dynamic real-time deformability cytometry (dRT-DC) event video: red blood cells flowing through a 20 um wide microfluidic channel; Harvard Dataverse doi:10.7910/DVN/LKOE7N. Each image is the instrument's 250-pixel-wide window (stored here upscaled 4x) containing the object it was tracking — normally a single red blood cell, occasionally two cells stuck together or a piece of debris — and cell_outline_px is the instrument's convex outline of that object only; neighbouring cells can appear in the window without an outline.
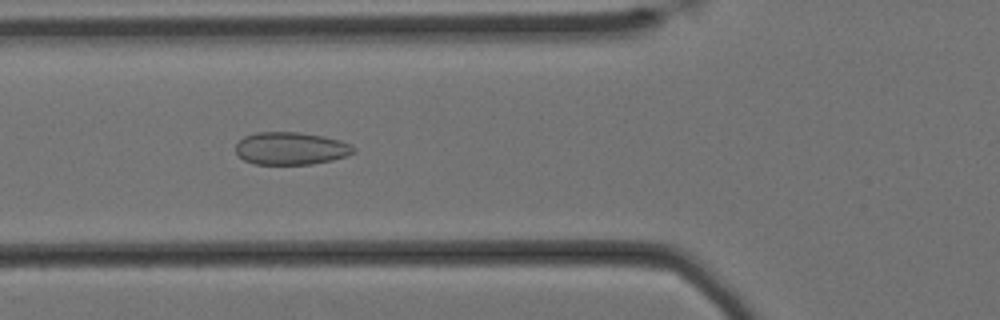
{"species": "Egyptian fruit bat (a non-hibernating species)", "species_latin": "Rousettus aegyptiacus", "temperature_condition": "cold", "stored_images_in_passage": 40, "camera_frame_rate_fps": 3000, "um_per_image_px": 0.085, "animal": {"sex": "female"}, "frame": {"image": 1, "passage_image": 14, "time_ms": 4.333, "image_size_px": [1000, 320], "cell_outline_px": [[356, 152], [348, 156], [332, 160], [312, 164], [256, 164], [244, 160], [236, 152], [236, 144], [244, 136], [256, 132], [300, 132], [324, 136], [340, 140], [352, 144], [356, 148]], "centroid_in_image_um": [24.77, 12.61], "position_along_channel_um": 101.0, "area_um2": 22.6}}
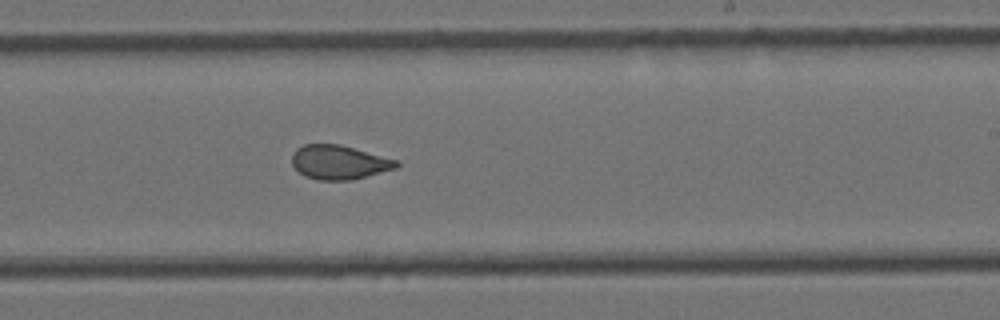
{"frame": {"image": 2, "passage_image": 28, "time_ms": 9.0, "image_size_px": [1000, 320], "cell_outline_px": [[400, 164], [396, 168], [348, 180], [320, 180], [304, 176], [292, 164], [292, 152], [296, 148], [304, 144], [340, 144], [400, 160]], "centroid_in_image_um": [28.82, 13.77], "position_along_channel_um": 260.2, "area_um2": 20.75}}
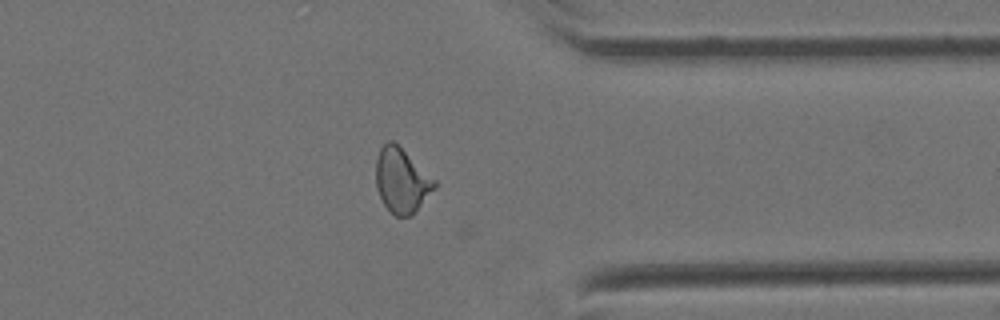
{"frame": {"image": 3, "passage_image": 39, "time_ms": 12.667, "image_size_px": [1000, 320], "cell_outline_px": [[436, 188], [412, 216], [396, 216], [384, 204], [376, 188], [376, 160], [380, 148], [388, 140], [392, 140], [436, 180]], "centroid_in_image_um": [34.14, 15.36], "position_along_channel_um": 377.3, "area_um2": 21.85}, "authors_computed_cell_mechanics": {"area_um2": 21.5594, "velocity_mm_per_s": 3.4042, "shape_relaxation_time_tau1_ms": null, "shape_relaxation_time_tau2_ms": 1.2601, "deformation_change_tau1": null, "deformation_change_tau2": 0.0592}}